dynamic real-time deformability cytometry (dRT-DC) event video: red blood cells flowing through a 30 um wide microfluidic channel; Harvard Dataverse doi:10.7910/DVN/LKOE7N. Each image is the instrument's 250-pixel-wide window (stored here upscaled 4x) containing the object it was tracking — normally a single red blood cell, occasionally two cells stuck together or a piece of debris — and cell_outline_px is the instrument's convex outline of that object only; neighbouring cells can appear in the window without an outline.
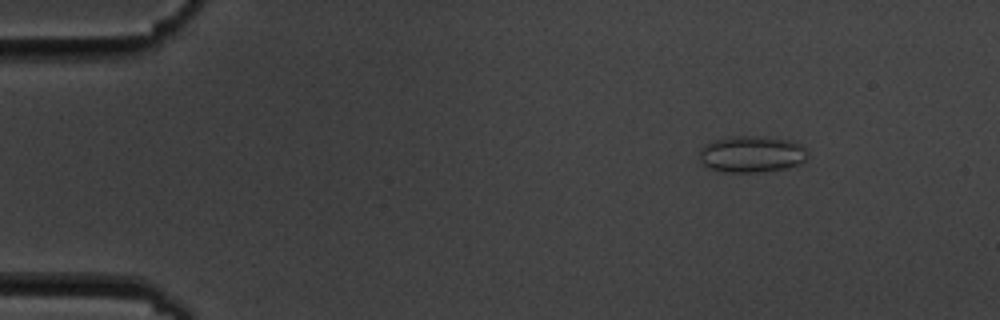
{"species": "common noctule bat (a hibernating species)", "species_latin": "Nyctalus noctula", "temperature_condition": "cold", "stored_images_in_passage": 6, "camera_frame_rate_fps": 3000, "um_per_image_px": 0.085, "animal": {"sex": "male", "body_mass_g": 19.5, "forearm_length_mm": 54.6}, "frame": {"image": 1, "passage_image": 3, "time_ms": 2.333, "image_size_px": [1000, 320], "cell_outline_px": [[808, 156], [800, 164], [788, 168], [760, 172], [724, 172], [708, 168], [700, 160], [700, 148], [704, 144], [712, 140], [732, 136], [764, 136], [788, 140], [804, 144], [808, 152]], "centroid_in_image_um": [63.91, 13.09], "position_along_channel_um": 21.1, "area_um2": 23.47}}
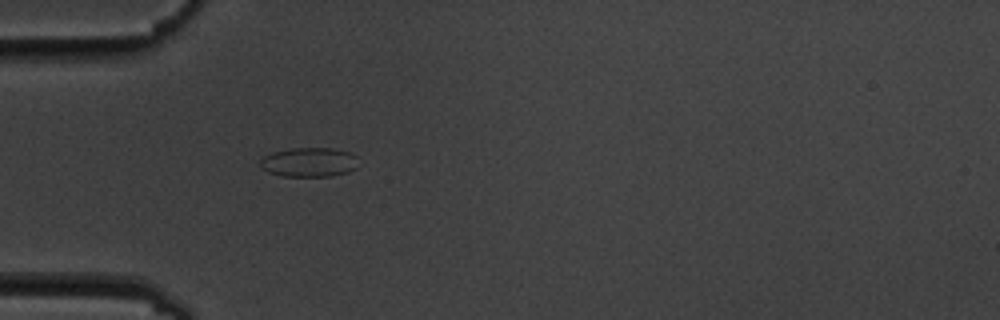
{"frame": {"image": 2, "passage_image": 6, "time_ms": 5.667, "image_size_px": [1000, 320], "cell_outline_px": [[356, 168], [348, 172], [332, 176], [284, 176], [268, 172], [260, 168], [260, 160], [264, 156], [272, 152], [292, 148], [332, 148], [352, 152], [356, 156]], "centroid_in_image_um": [26.27, 13.78], "position_along_channel_um": 58.7, "area_um2": 16.88}}